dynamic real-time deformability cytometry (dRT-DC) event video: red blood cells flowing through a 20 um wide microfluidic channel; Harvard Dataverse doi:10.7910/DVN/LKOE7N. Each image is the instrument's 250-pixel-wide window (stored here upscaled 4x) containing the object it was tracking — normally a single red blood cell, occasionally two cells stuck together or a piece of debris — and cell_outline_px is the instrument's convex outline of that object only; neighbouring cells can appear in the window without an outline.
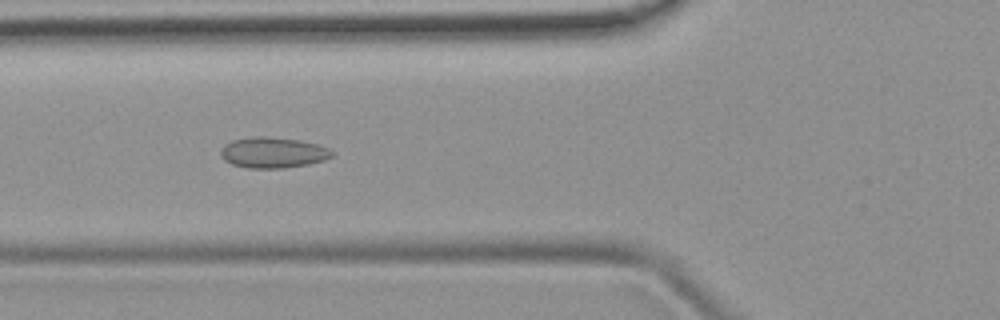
{"species": "common noctule bat (a hibernating species)", "species_latin": "Nyctalus noctula", "temperature_condition": "room temperature", "stored_images_in_passage": 6, "camera_frame_rate_fps": 3000, "um_per_image_px": 0.085, "animal": {"sex": "female", "body_mass_g": 19.9}, "frame": {"image": 1, "passage_image": 4, "time_ms": 3.333, "image_size_px": [1000, 320], "cell_outline_px": [[336, 152], [332, 156], [324, 160], [308, 164], [284, 168], [248, 168], [232, 164], [224, 160], [220, 156], [220, 152], [224, 144], [232, 140], [252, 136], [264, 136], [300, 140], [316, 144], [328, 148]], "centroid_in_image_um": [23.19, 12.96], "position_along_channel_um": 102.6, "area_um2": 20.06}}
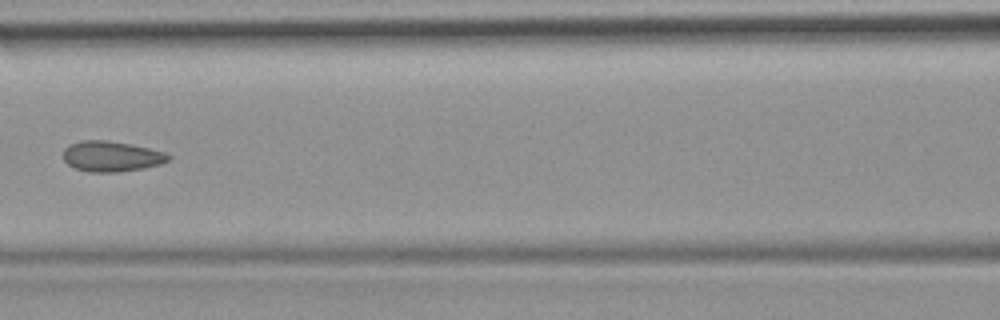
{"frame": {"image": 2, "passage_image": 5, "time_ms": 4.667, "image_size_px": [1000, 320], "cell_outline_px": [[172, 156], [168, 160], [160, 164], [144, 168], [120, 172], [88, 172], [76, 168], [68, 164], [64, 160], [64, 148], [68, 144], [80, 140], [108, 140], [132, 144], [164, 152]], "centroid_in_image_um": [9.46, 13.28], "position_along_channel_um": 157.1, "area_um2": 18.79}}
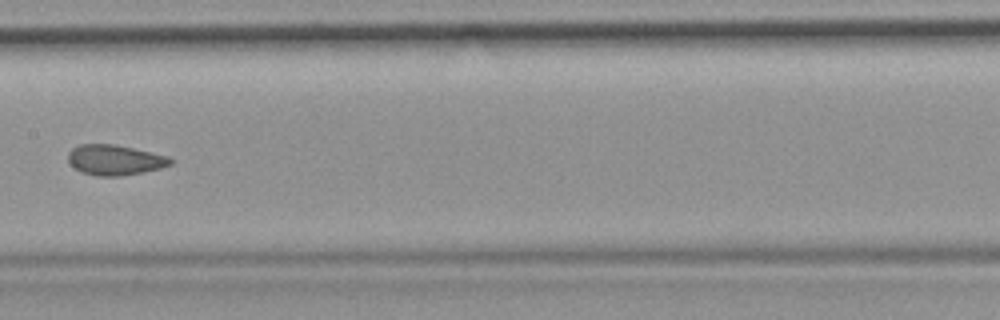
{"frame": {"image": 3, "passage_image": 6, "time_ms": 5.667, "image_size_px": [1000, 320], "cell_outline_px": [[172, 164], [160, 168], [120, 176], [96, 176], [80, 172], [68, 160], [68, 152], [72, 148], [80, 144], [116, 144], [168, 156], [172, 160]], "centroid_in_image_um": [9.74, 13.59], "position_along_channel_um": 197.7, "area_um2": 17.98}}